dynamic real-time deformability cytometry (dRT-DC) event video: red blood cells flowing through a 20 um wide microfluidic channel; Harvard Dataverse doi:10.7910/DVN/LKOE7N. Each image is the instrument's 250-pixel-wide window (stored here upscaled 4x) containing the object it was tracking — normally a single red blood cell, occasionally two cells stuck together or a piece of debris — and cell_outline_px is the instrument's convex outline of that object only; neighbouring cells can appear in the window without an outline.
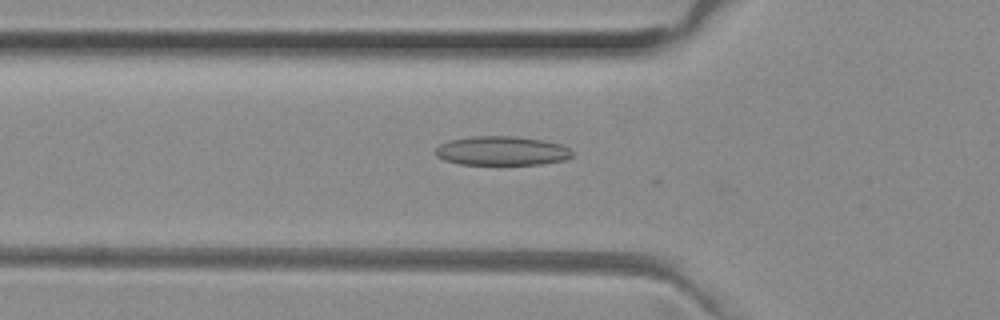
{"species": "common noctule bat (a hibernating species)", "species_latin": "Nyctalus noctula", "temperature_condition": "room temperature", "stored_images_in_passage": 51, "camera_frame_rate_fps": 3000, "um_per_image_px": 0.085, "animal": {"sex": "female", "body_mass_g": 29.2, "forearm_length_mm": 56.3}, "frame": {"image": 1, "passage_image": 17, "time_ms": 5.333, "image_size_px": [1000, 320], "cell_outline_px": [[572, 156], [564, 160], [540, 164], [460, 164], [444, 160], [436, 156], [436, 148], [440, 144], [448, 140], [472, 136], [516, 136], [544, 140], [564, 144], [572, 152]], "centroid_in_image_um": [42.66, 12.81], "position_along_channel_um": 83.1, "area_um2": 23.29}}
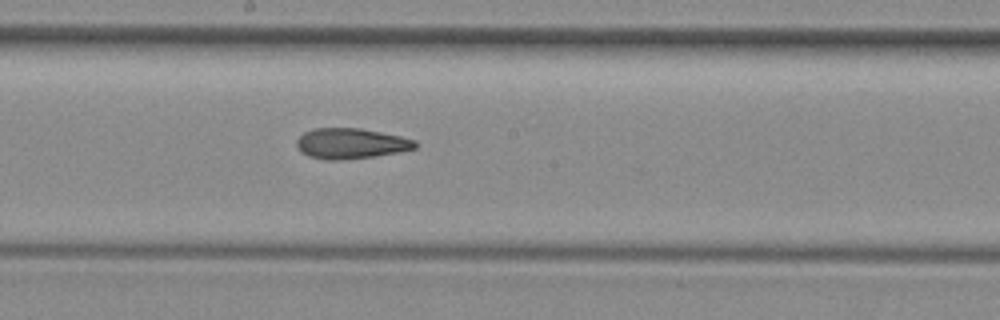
{"frame": {"image": 2, "passage_image": 27, "time_ms": 8.667, "image_size_px": [1000, 320], "cell_outline_px": [[416, 148], [396, 152], [372, 156], [340, 160], [324, 160], [308, 156], [300, 152], [296, 144], [296, 140], [304, 132], [312, 128], [360, 128], [400, 136], [416, 140]], "centroid_in_image_um": [29.76, 12.19], "position_along_channel_um": 218.4, "area_um2": 20.98}}
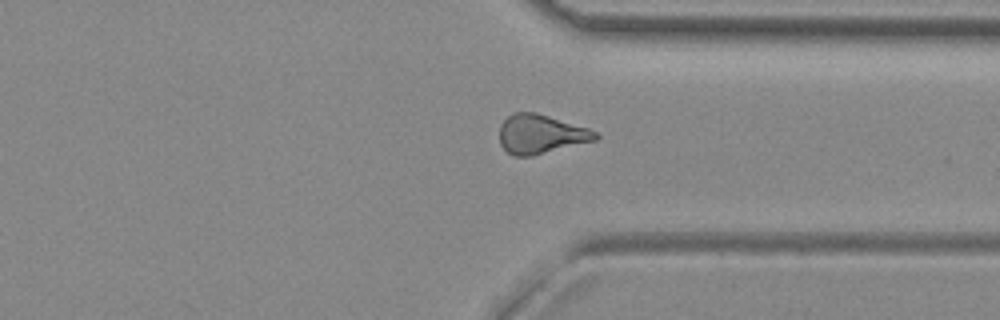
{"frame": {"image": 3, "passage_image": 38, "time_ms": 12.333, "image_size_px": [1000, 320], "cell_outline_px": [[600, 136], [596, 140], [532, 156], [516, 156], [508, 152], [500, 144], [500, 124], [512, 112], [536, 112], [588, 128], [596, 132]], "centroid_in_image_um": [45.96, 11.39], "position_along_channel_um": 365.4, "area_um2": 21.79}, "authors_computed_cell_mechanics": {"area_um2": 21.6172, "velocity_mm_per_s": 4.0272, "shape_relaxation_time_tau1_ms": null, "shape_relaxation_time_tau2_ms": 2.6047, "deformation_change_tau1": null, "deformation_change_tau2": 0.1056}}